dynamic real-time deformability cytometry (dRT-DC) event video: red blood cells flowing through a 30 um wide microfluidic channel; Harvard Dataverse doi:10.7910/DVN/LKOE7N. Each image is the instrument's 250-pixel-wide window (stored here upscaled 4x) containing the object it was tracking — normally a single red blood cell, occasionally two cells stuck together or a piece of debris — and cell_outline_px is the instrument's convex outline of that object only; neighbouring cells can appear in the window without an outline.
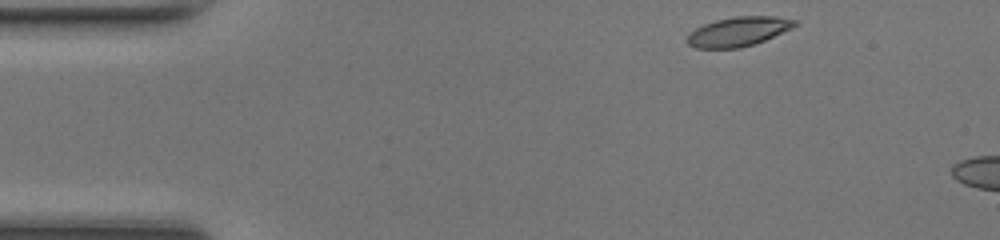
{"species": "common noctule bat (a hibernating species)", "species_latin": "Nyctalus noctula", "temperature_condition": "room temperature", "stored_images_in_passage": 41, "camera_frame_rate_fps": 3000, "um_per_image_px": 0.085, "animal": {"sex": "female", "body_mass_g": 17.0, "forearm_length_mm": 48.0}, "frame": {"image": 1, "passage_image": 2, "time_ms": 0.333, "image_size_px": [1000, 240], "cell_outline_px": [[796, 24], [792, 28], [764, 40], [740, 48], [696, 48], [688, 44], [684, 40], [696, 28], [704, 24], [716, 20], [736, 16], [776, 16], [796, 20]], "centroid_in_image_um": [62.74, 2.68], "position_along_channel_um": 22.3, "area_um2": 18.21}}
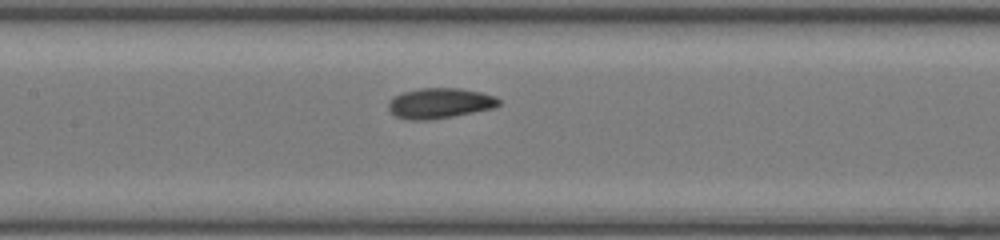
{"frame": {"image": 2, "passage_image": 18, "time_ms": 5.667, "image_size_px": [1000, 240], "cell_outline_px": [[500, 104], [492, 108], [452, 116], [428, 120], [408, 120], [396, 116], [388, 108], [388, 104], [396, 96], [404, 92], [420, 88], [460, 88], [480, 92], [496, 96], [500, 100]], "centroid_in_image_um": [37.39, 8.77], "position_along_channel_um": 170.0, "area_um2": 19.25}}
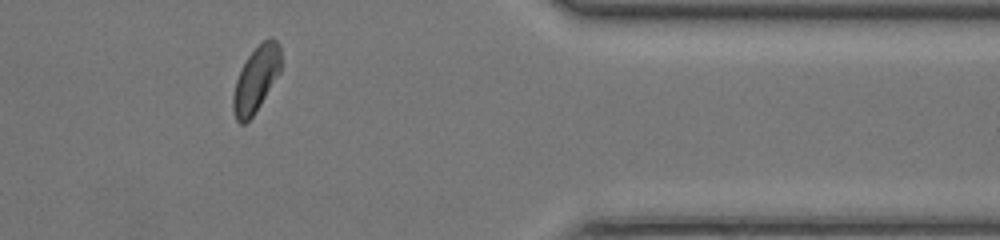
{"frame": {"image": 3, "passage_image": 35, "time_ms": 11.333, "image_size_px": [1000, 240], "cell_outline_px": [[280, 72], [260, 104], [252, 116], [244, 124], [240, 124], [236, 120], [232, 108], [232, 96], [236, 80], [248, 56], [268, 36], [272, 36], [280, 44]], "centroid_in_image_um": [21.76, 6.72], "position_along_channel_um": 389.6, "area_um2": 17.98}, "authors_computed_cell_mechanics": {"area_um2": 18.6116, "velocity_mm_per_s": 4.2977, "shape_relaxation_time_tau1_ms": 1.6107, "shape_relaxation_time_tau2_ms": 2.9036, "deformation_change_tau1": 0.0743, "deformation_change_tau2": 0.0871}}